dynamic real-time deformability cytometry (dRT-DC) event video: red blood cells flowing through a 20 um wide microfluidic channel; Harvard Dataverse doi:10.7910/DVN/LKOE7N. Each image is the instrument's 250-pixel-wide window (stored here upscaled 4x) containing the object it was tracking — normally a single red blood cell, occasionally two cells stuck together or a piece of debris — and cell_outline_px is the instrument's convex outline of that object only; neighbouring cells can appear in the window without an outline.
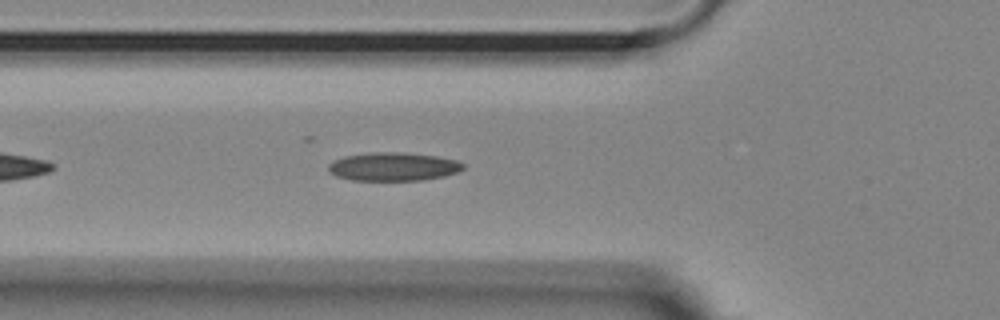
{"species": "Egyptian fruit bat (a non-hibernating species)", "species_latin": "Rousettus aegyptiacus", "temperature_condition": "room temperature", "stored_images_in_passage": 40, "camera_frame_rate_fps": 3000, "um_per_image_px": 0.085, "animal": {"sex": "female"}, "frame": {"image": 1, "passage_image": 8, "time_ms": 2.333, "image_size_px": [1000, 320], "cell_outline_px": [[464, 168], [456, 172], [444, 176], [424, 180], [352, 180], [336, 176], [328, 168], [328, 164], [332, 160], [344, 156], [372, 152], [400, 152], [436, 156], [456, 160], [464, 164]], "centroid_in_image_um": [33.42, 14.16], "position_along_channel_um": 92.4, "area_um2": 22.25}}
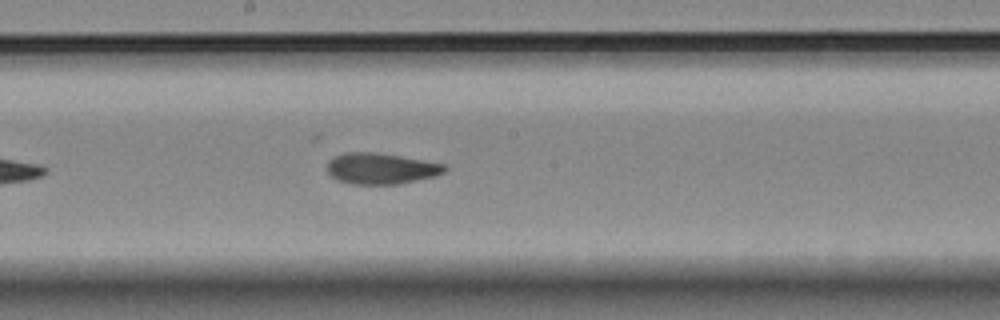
{"frame": {"image": 2, "passage_image": 18, "time_ms": 5.667, "image_size_px": [1000, 320], "cell_outline_px": [[448, 168], [444, 172], [436, 176], [400, 184], [352, 184], [336, 180], [328, 172], [328, 160], [344, 152], [372, 152], [400, 156], [444, 164]], "centroid_in_image_um": [32.38, 14.33], "position_along_channel_um": 215.8, "area_um2": 21.21}}
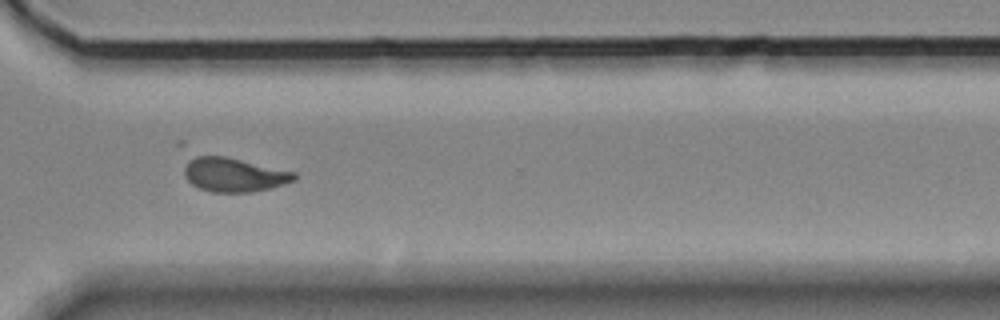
{"frame": {"image": 3, "passage_image": 29, "time_ms": 9.333, "image_size_px": [1000, 320], "cell_outline_px": [[296, 180], [284, 184], [252, 192], [212, 192], [200, 188], [192, 184], [184, 176], [176, 144], [176, 140], [184, 140], [296, 172]], "centroid_in_image_um": [19.38, 14.47], "position_along_channel_um": 351.2, "area_um2": 27.28}, "authors_computed_cell_mechanics": {"area_um2": 21.7617, "velocity_mm_per_s": 3.6803, "shape_relaxation_time_tau1_ms": null, "shape_relaxation_time_tau2_ms": 6.4536, "deformation_change_tau1": null, "deformation_change_tau2": 0.1713}}